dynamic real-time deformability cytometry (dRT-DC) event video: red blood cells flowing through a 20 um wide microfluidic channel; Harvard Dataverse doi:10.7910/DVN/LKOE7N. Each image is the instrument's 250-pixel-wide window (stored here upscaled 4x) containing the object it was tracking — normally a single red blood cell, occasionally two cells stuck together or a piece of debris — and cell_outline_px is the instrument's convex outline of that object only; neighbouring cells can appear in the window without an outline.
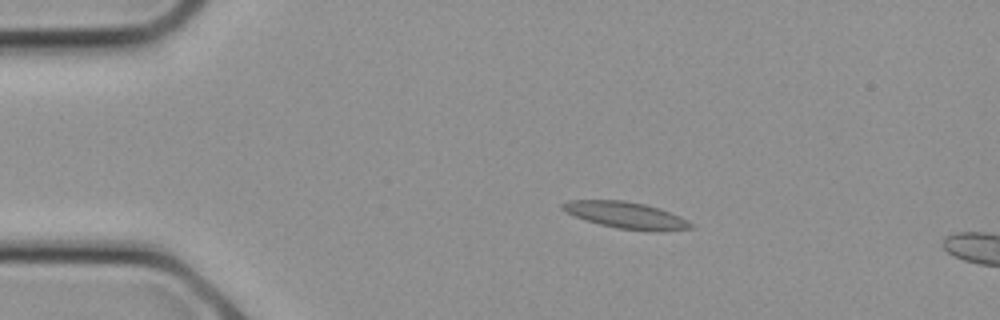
{"species": "common noctule bat (a hibernating species)", "species_latin": "Nyctalus noctula", "temperature_condition": "cold", "stored_images_in_passage": 6, "camera_frame_rate_fps": 3000, "um_per_image_px": 0.085, "animal": {"sex": "female", "body_mass_g": 21.9}, "frame": {"image": 1, "passage_image": 4, "time_ms": 1.0, "image_size_px": [1000, 320], "cell_outline_px": [[692, 228], [660, 232], [648, 232], [616, 228], [600, 224], [564, 212], [560, 208], [560, 204], [568, 200], [620, 200], [644, 204], [660, 208], [680, 216], [692, 224]], "centroid_in_image_um": [53.21, 18.3], "position_along_channel_um": 31.8, "area_um2": 20.0}}